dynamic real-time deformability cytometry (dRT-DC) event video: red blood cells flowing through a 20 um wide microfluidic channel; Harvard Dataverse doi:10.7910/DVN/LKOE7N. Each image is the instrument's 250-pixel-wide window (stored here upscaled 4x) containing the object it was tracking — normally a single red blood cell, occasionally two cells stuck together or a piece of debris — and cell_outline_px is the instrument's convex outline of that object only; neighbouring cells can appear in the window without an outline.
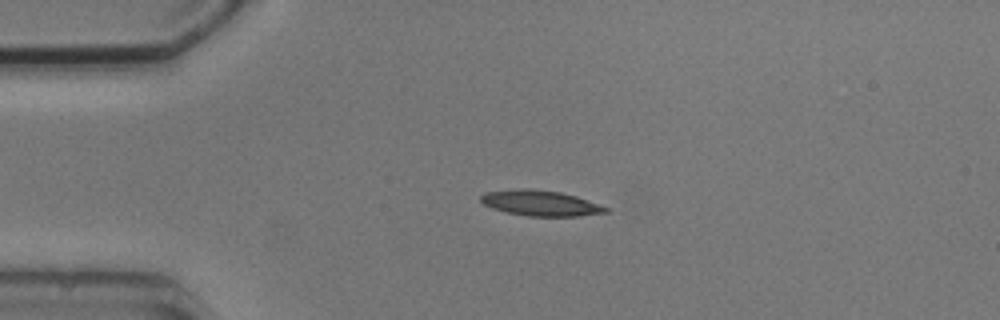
{"species": "common noctule bat (a hibernating species)", "species_latin": "Nyctalus noctula", "temperature_condition": "cold", "stored_images_in_passage": 6, "camera_frame_rate_fps": 3000, "um_per_image_px": 0.085, "animal": {"sex": "male", "body_mass_g": 20.5, "forearm_length_mm": 52.5}, "frame": {"image": 1, "passage_image": 3, "time_ms": 2.333, "image_size_px": [1000, 320], "cell_outline_px": [[608, 212], [580, 216], [528, 216], [508, 212], [492, 208], [484, 204], [480, 200], [480, 196], [484, 192], [520, 188], [524, 188], [560, 192], [576, 196], [608, 208]], "centroid_in_image_um": [45.91, 17.26], "position_along_channel_um": 39.1, "area_um2": 18.38}}